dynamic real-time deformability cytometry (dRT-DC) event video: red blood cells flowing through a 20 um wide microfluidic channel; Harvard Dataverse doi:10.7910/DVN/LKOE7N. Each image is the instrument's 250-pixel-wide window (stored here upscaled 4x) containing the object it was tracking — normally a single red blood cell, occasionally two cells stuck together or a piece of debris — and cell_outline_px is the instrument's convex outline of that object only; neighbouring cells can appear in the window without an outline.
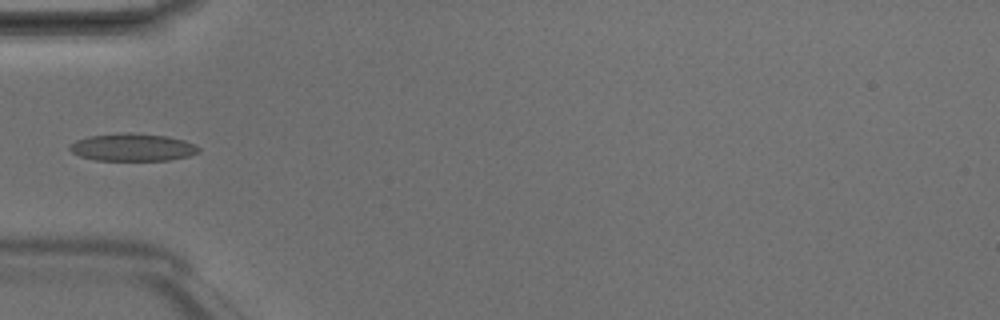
{"species": "Egyptian fruit bat (a non-hibernating species)", "species_latin": "Rousettus aegyptiacus", "temperature_condition": "room temperature", "stored_images_in_passage": 6, "camera_frame_rate_fps": 3000, "um_per_image_px": 0.085, "animal": {"sex": "male"}, "frame": {"image": 1, "passage_image": 5, "time_ms": 1.333, "image_size_px": [1000, 320], "cell_outline_px": [[200, 152], [188, 156], [168, 160], [96, 160], [80, 156], [72, 152], [68, 148], [68, 144], [76, 140], [88, 136], [124, 132], [128, 132], [168, 136], [184, 140], [196, 144], [200, 148]], "centroid_in_image_um": [11.27, 12.51], "position_along_channel_um": 73.7, "area_um2": 20.87}}